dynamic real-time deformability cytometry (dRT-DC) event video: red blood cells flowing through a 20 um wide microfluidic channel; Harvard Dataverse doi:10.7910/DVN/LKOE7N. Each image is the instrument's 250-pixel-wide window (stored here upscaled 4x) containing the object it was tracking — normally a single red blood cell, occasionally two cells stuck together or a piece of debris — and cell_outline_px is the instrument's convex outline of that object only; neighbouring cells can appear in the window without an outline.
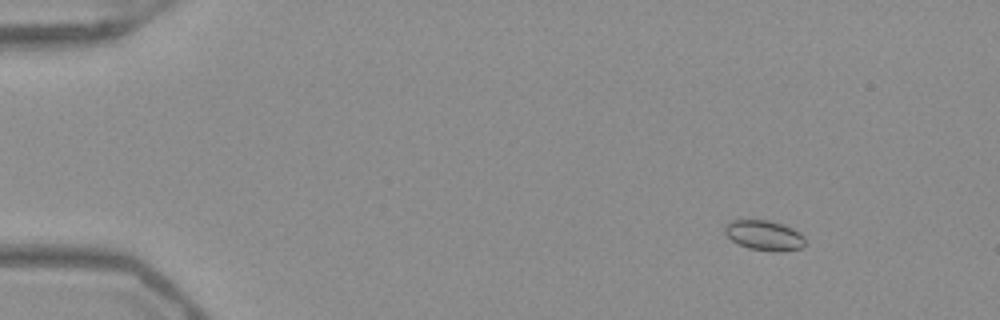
{"species": "Egyptian fruit bat (a non-hibernating species)", "species_latin": "Rousettus aegyptiacus", "temperature_condition": "warm", "stored_images_in_passage": 54, "camera_frame_rate_fps": 3000, "um_per_image_px": 0.085, "frame": {"image": 1, "passage_image": 8, "time_ms": 2.333, "image_size_px": [1000, 320], "cell_outline_px": [[804, 248], [780, 252], [776, 252], [748, 248], [732, 240], [724, 232], [724, 228], [732, 220], [768, 220], [784, 224], [792, 228], [804, 236]], "centroid_in_image_um": [65.0, 20.01], "position_along_channel_um": 20.0, "area_um2": 14.05}}
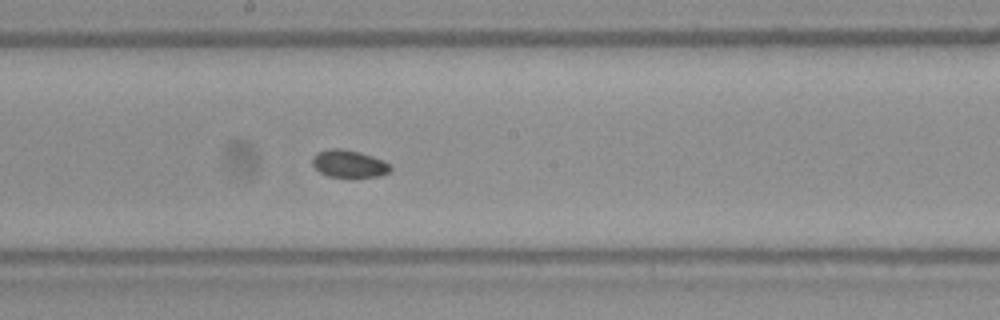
{"frame": {"image": 2, "passage_image": 31, "time_ms": 10.0, "image_size_px": [1000, 320], "cell_outline_px": [[392, 168], [388, 172], [380, 176], [352, 180], [328, 176], [320, 172], [312, 164], [312, 156], [316, 152], [328, 148], [340, 148], [360, 152], [384, 160], [392, 164]], "centroid_in_image_um": [29.68, 13.96], "position_along_channel_um": 218.5, "area_um2": 13.24}}
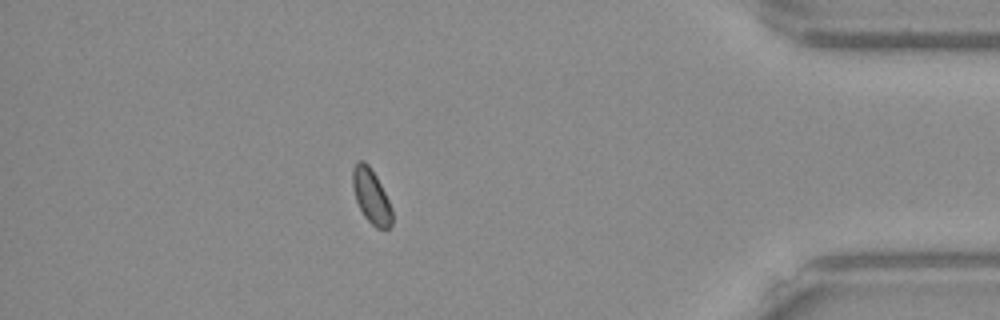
{"frame": {"image": 3, "passage_image": 48, "time_ms": 15.667, "image_size_px": [1000, 320], "cell_outline_px": [[392, 224], [388, 228], [376, 228], [364, 216], [356, 200], [352, 184], [352, 168], [356, 160], [364, 160], [368, 164], [376, 176], [392, 208]], "centroid_in_image_um": [31.53, 16.64], "position_along_channel_um": 403.7, "area_um2": 12.43}, "authors_computed_cell_mechanics": {"area_um2": 12.8894, "velocity_mm_per_s": 3.9512, "shape_relaxation_time_tau1_ms": null, "shape_relaxation_time_tau2_ms": 2.797, "deformation_change_tau1": null, "deformation_change_tau2": 0.05}}